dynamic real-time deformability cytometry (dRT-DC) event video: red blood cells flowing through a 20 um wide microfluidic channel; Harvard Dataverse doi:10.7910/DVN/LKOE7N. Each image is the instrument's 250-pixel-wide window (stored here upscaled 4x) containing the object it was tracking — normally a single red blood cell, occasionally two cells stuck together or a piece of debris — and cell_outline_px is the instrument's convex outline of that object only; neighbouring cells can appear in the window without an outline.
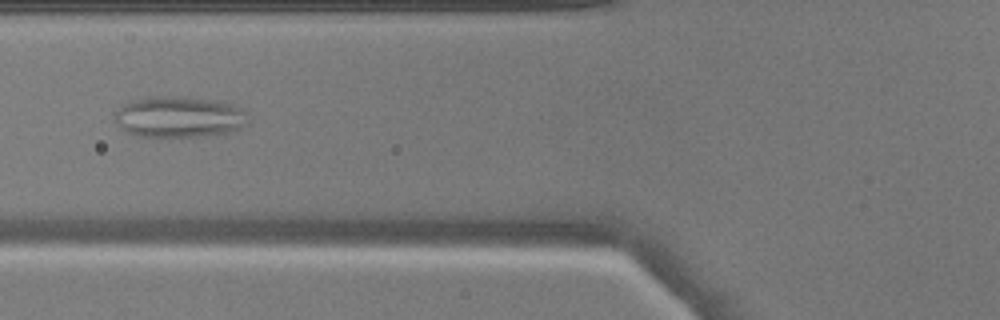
{"species": "common noctule bat (a hibernating species)", "species_latin": "Nyctalus noctula", "temperature_condition": "warm", "stored_images_in_passage": 47, "camera_frame_rate_fps": 3000, "um_per_image_px": 0.085, "animal": {"sex": "male", "body_mass_g": 17.9}, "frame": {"image": 1, "passage_image": 17, "time_ms": 5.333, "image_size_px": [1000, 320], "cell_outline_px": [[248, 124], [240, 128], [228, 132], [208, 136], [136, 136], [124, 132], [120, 128], [116, 120], [116, 112], [128, 100], [148, 96], [172, 96], [212, 100], [232, 104], [248, 112]], "centroid_in_image_um": [15.22, 9.94], "position_along_channel_um": 110.6, "area_um2": 32.08}}
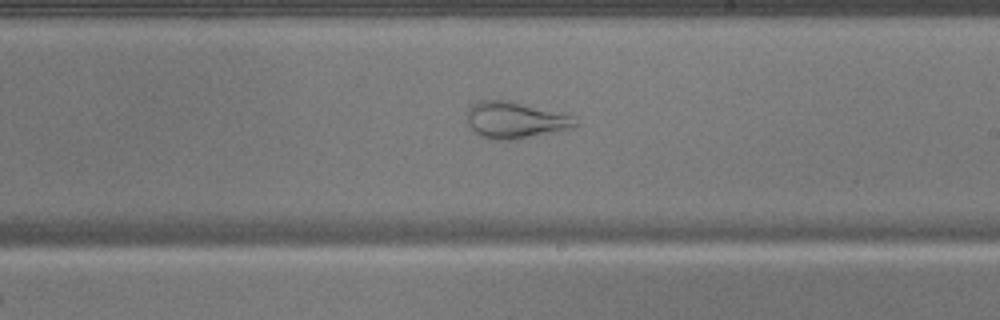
{"frame": {"image": 2, "passage_image": 27, "time_ms": 8.667, "image_size_px": [1000, 320], "cell_outline_px": [[580, 124], [572, 128], [512, 140], [492, 140], [480, 136], [472, 132], [468, 124], [464, 112], [472, 104], [480, 100], [508, 100], [572, 116]], "centroid_in_image_um": [43.7, 10.21], "position_along_channel_um": 245.3, "area_um2": 23.18}}
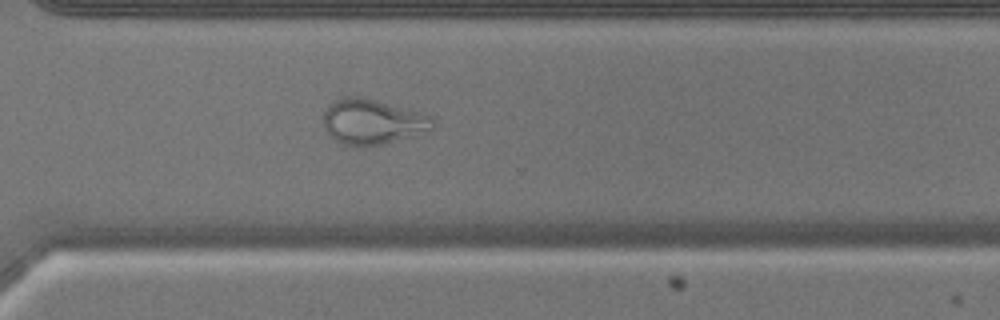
{"frame": {"image": 3, "passage_image": 34, "time_ms": 11.0, "image_size_px": [1000, 320], "cell_outline_px": [[436, 128], [428, 132], [380, 144], [344, 144], [336, 140], [324, 128], [324, 112], [328, 104], [340, 96], [360, 96], [376, 100], [420, 112], [432, 116], [436, 124]], "centroid_in_image_um": [31.7, 10.3], "position_along_channel_um": 338.9, "area_um2": 28.61}}